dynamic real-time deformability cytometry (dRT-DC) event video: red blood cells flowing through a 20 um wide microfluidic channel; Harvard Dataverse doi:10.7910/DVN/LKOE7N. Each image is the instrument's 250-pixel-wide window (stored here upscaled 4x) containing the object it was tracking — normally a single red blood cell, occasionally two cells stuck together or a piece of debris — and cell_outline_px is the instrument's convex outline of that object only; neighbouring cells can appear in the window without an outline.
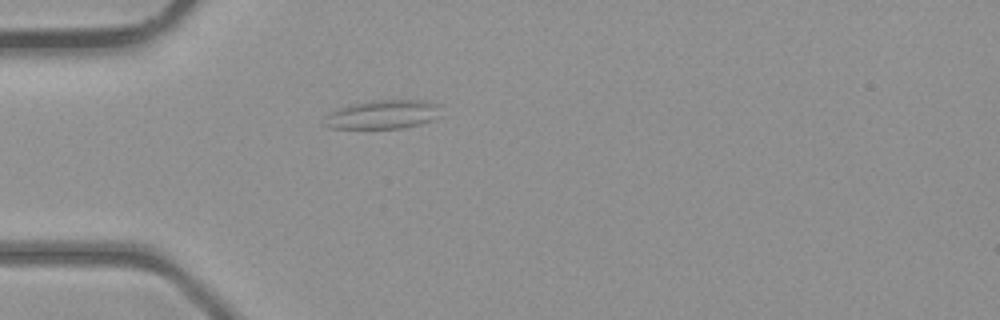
{"species": "common noctule bat (a hibernating species)", "species_latin": "Nyctalus noctula", "temperature_condition": "room temperature", "stored_images_in_passage": 1, "camera_frame_rate_fps": 3000, "um_per_image_px": 0.085, "animal": {"sex": "male", "body_mass_g": 23.1, "forearm_length_mm": 52.7}, "frame": {"image": 1, "passage_image": 1, "time_ms": 0.0, "image_size_px": [1000, 320], "cell_outline_px": [[440, 104], [436, 116], [432, 120], [420, 124], [404, 128], [328, 128], [324, 124], [328, 116], [336, 108], [348, 104], [372, 100], [424, 100]], "centroid_in_image_um": [32.53, 9.72], "position_along_channel_um": 52.5, "area_um2": 19.48}}